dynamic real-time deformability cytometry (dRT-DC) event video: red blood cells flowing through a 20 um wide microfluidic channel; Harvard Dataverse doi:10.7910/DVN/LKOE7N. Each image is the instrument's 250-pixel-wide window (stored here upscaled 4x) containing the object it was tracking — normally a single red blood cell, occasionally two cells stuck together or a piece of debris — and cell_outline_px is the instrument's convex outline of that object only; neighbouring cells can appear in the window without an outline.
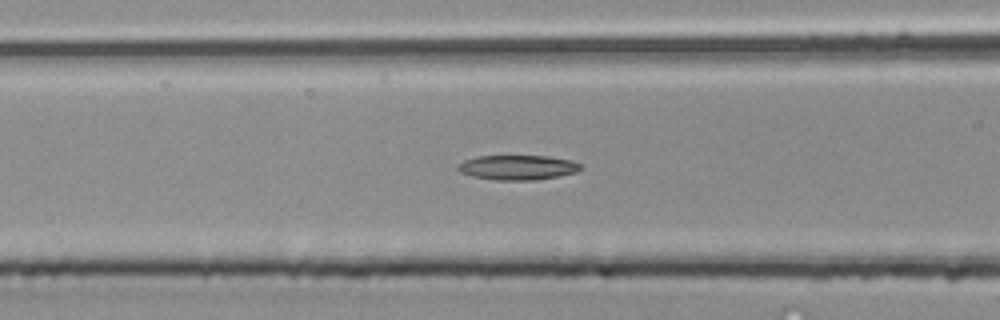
{"species": "common noctule bat (a hibernating species)", "species_latin": "Nyctalus noctula", "temperature_condition": "room temperature", "stored_images_in_passage": 16, "camera_frame_rate_fps": 3000, "um_per_image_px": 0.085, "animal": {"sex": "male", "body_mass_g": 20.4}, "frame": {"image": 1, "passage_image": 15, "time_ms": 4.667, "image_size_px": [1000, 320], "cell_outline_px": [[584, 168], [576, 172], [556, 176], [532, 180], [496, 180], [472, 176], [460, 172], [456, 168], [464, 160], [476, 156], [548, 156], [572, 160], [584, 164]], "centroid_in_image_um": [44.04, 14.22], "position_along_channel_um": 122.6, "area_um2": 17.74}}